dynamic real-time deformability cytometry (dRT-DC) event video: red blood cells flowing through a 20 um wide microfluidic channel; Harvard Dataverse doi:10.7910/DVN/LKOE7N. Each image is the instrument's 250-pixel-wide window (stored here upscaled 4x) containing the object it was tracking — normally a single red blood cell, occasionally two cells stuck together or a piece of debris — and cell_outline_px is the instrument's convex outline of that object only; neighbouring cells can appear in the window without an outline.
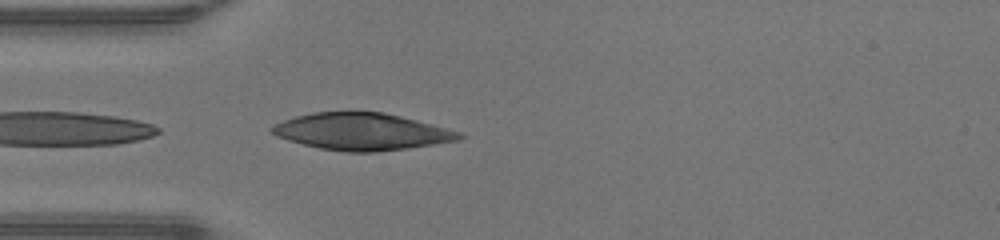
{"species": "human", "species_latin": "Homo sapiens", "temperature_condition": "warm", "stored_images_in_passage": 4, "camera_frame_rate_fps": 3000, "um_per_image_px": 0.085, "donor": {"sex": "male"}, "frame": {"image": 1, "passage_image": 1, "time_ms": 0.0, "image_size_px": [1000, 240], "cell_outline_px": [[468, 136], [460, 140], [408, 148], [376, 152], [344, 152], [320, 148], [288, 140], [276, 136], [268, 128], [284, 120], [296, 116], [312, 112], [384, 112], [416, 120], [460, 132]], "centroid_in_image_um": [30.76, 11.19], "position_along_channel_um": 54.2, "area_um2": 40.17}}